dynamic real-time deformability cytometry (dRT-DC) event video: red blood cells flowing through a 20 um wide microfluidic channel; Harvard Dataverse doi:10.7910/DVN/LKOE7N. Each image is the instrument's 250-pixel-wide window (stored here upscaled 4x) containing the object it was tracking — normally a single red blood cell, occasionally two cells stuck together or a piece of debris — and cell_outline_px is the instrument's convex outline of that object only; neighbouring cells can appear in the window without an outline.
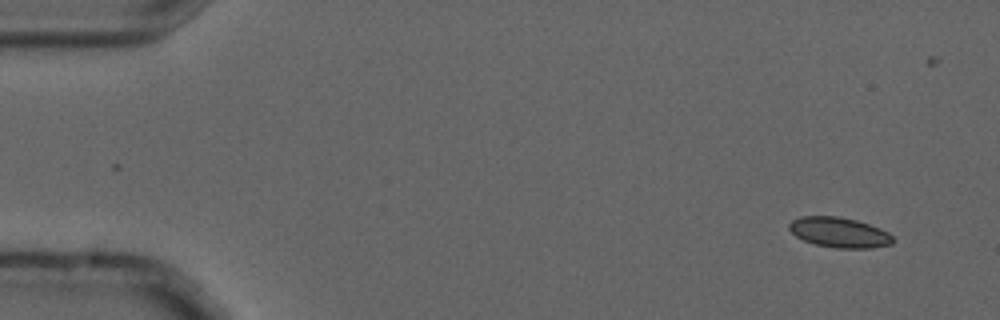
{"species": "common noctule bat (a hibernating species)", "species_latin": "Nyctalus noctula", "temperature_condition": "cold", "stored_images_in_passage": 5, "segment_of_instrument_passage": [2, 2], "camera_frame_rate_fps": 3000, "um_per_image_px": 0.085, "animal": {"sex": "male", "forearm_length_mm": 52.5}, "frame": {"image": 1, "passage_image": 5, "time_ms": 1.333, "image_size_px": [1000, 320], "cell_outline_px": [[892, 244], [872, 248], [836, 248], [816, 244], [804, 240], [796, 236], [788, 228], [788, 224], [792, 220], [800, 216], [840, 216], [856, 220], [880, 228], [888, 232], [892, 236]], "centroid_in_image_um": [71.32, 19.75], "position_along_channel_um": 13.7, "area_um2": 18.21}}